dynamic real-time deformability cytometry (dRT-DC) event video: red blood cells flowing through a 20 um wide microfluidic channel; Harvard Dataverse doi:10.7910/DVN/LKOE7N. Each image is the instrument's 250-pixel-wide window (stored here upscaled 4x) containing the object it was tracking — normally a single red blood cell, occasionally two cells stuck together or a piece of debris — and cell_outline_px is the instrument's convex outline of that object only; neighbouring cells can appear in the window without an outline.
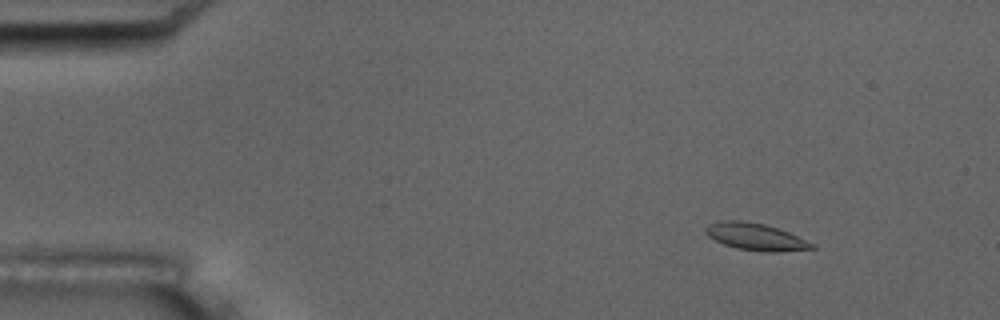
{"species": "common noctule bat (a hibernating species)", "species_latin": "Nyctalus noctula", "temperature_condition": "room temperature", "stored_images_in_passage": 7, "camera_frame_rate_fps": 3000, "um_per_image_px": 0.085, "animal": {"sex": "male", "body_mass_g": 17.5, "forearm_length_mm": 52.3}, "frame": {"image": 1, "passage_image": 3, "time_ms": 2.333, "image_size_px": [1000, 320], "cell_outline_px": [[816, 248], [780, 252], [768, 252], [736, 248], [724, 244], [708, 236], [704, 232], [704, 228], [708, 224], [724, 220], [740, 220], [764, 224], [788, 232], [816, 244]], "centroid_in_image_um": [64.23, 20.13], "position_along_channel_um": 20.8, "area_um2": 16.7}}